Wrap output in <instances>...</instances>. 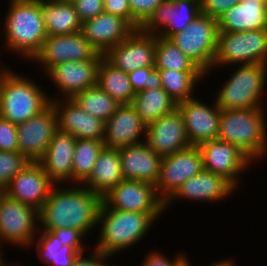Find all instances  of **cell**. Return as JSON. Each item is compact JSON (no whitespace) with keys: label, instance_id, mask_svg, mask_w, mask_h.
Listing matches in <instances>:
<instances>
[{"label":"cell","instance_id":"6da1fadb","mask_svg":"<svg viewBox=\"0 0 267 266\" xmlns=\"http://www.w3.org/2000/svg\"><path fill=\"white\" fill-rule=\"evenodd\" d=\"M65 186L56 184L39 210V230L76 228L88 235L98 225L102 197L82 184Z\"/></svg>","mask_w":267,"mask_h":266},{"label":"cell","instance_id":"7a4b0ae2","mask_svg":"<svg viewBox=\"0 0 267 266\" xmlns=\"http://www.w3.org/2000/svg\"><path fill=\"white\" fill-rule=\"evenodd\" d=\"M4 17L5 47L32 61L47 38L43 24L42 0H10Z\"/></svg>","mask_w":267,"mask_h":266},{"label":"cell","instance_id":"3957f363","mask_svg":"<svg viewBox=\"0 0 267 266\" xmlns=\"http://www.w3.org/2000/svg\"><path fill=\"white\" fill-rule=\"evenodd\" d=\"M162 214L122 211L108 208L103 202L98 214L99 240L95 249L111 257L141 242L152 223ZM157 219V220H156Z\"/></svg>","mask_w":267,"mask_h":266},{"label":"cell","instance_id":"277c9868","mask_svg":"<svg viewBox=\"0 0 267 266\" xmlns=\"http://www.w3.org/2000/svg\"><path fill=\"white\" fill-rule=\"evenodd\" d=\"M262 108L221 109L218 140L235 145L252 162L266 156L267 123Z\"/></svg>","mask_w":267,"mask_h":266},{"label":"cell","instance_id":"5b68a950","mask_svg":"<svg viewBox=\"0 0 267 266\" xmlns=\"http://www.w3.org/2000/svg\"><path fill=\"white\" fill-rule=\"evenodd\" d=\"M41 87L28 76L1 67L0 117L18 125L40 114L52 98Z\"/></svg>","mask_w":267,"mask_h":266},{"label":"cell","instance_id":"8992f818","mask_svg":"<svg viewBox=\"0 0 267 266\" xmlns=\"http://www.w3.org/2000/svg\"><path fill=\"white\" fill-rule=\"evenodd\" d=\"M215 98L221 109L262 108L263 92L267 83V64L236 65ZM262 96V97H261Z\"/></svg>","mask_w":267,"mask_h":266},{"label":"cell","instance_id":"52a82bcc","mask_svg":"<svg viewBox=\"0 0 267 266\" xmlns=\"http://www.w3.org/2000/svg\"><path fill=\"white\" fill-rule=\"evenodd\" d=\"M218 32V19L200 12L186 28L174 33L168 39L192 59L207 76L213 69Z\"/></svg>","mask_w":267,"mask_h":266},{"label":"cell","instance_id":"ba28073f","mask_svg":"<svg viewBox=\"0 0 267 266\" xmlns=\"http://www.w3.org/2000/svg\"><path fill=\"white\" fill-rule=\"evenodd\" d=\"M267 64V28L242 32H218L215 67L238 64Z\"/></svg>","mask_w":267,"mask_h":266},{"label":"cell","instance_id":"9c48e42d","mask_svg":"<svg viewBox=\"0 0 267 266\" xmlns=\"http://www.w3.org/2000/svg\"><path fill=\"white\" fill-rule=\"evenodd\" d=\"M37 221L39 211L36 208L10 198L0 190V244L8 242L21 248H30L39 234Z\"/></svg>","mask_w":267,"mask_h":266},{"label":"cell","instance_id":"30bf717a","mask_svg":"<svg viewBox=\"0 0 267 266\" xmlns=\"http://www.w3.org/2000/svg\"><path fill=\"white\" fill-rule=\"evenodd\" d=\"M108 207L122 211L162 214L165 202L158 196L156 186L136 180H122L102 197Z\"/></svg>","mask_w":267,"mask_h":266},{"label":"cell","instance_id":"8fae6325","mask_svg":"<svg viewBox=\"0 0 267 266\" xmlns=\"http://www.w3.org/2000/svg\"><path fill=\"white\" fill-rule=\"evenodd\" d=\"M203 169L202 153L198 146H190L162 157L156 183L158 196L166 202L186 180Z\"/></svg>","mask_w":267,"mask_h":266},{"label":"cell","instance_id":"7c38bea8","mask_svg":"<svg viewBox=\"0 0 267 266\" xmlns=\"http://www.w3.org/2000/svg\"><path fill=\"white\" fill-rule=\"evenodd\" d=\"M57 131V113L50 104L40 114L17 125L18 151L29 161L39 162Z\"/></svg>","mask_w":267,"mask_h":266},{"label":"cell","instance_id":"4fadbf2b","mask_svg":"<svg viewBox=\"0 0 267 266\" xmlns=\"http://www.w3.org/2000/svg\"><path fill=\"white\" fill-rule=\"evenodd\" d=\"M200 12L199 0H164L139 29L144 33L169 38L186 28Z\"/></svg>","mask_w":267,"mask_h":266},{"label":"cell","instance_id":"5bb4252c","mask_svg":"<svg viewBox=\"0 0 267 266\" xmlns=\"http://www.w3.org/2000/svg\"><path fill=\"white\" fill-rule=\"evenodd\" d=\"M99 52L83 36L82 32L47 36L42 49L32 61L42 65L43 72L53 66L68 62L93 59Z\"/></svg>","mask_w":267,"mask_h":266},{"label":"cell","instance_id":"9a60e30c","mask_svg":"<svg viewBox=\"0 0 267 266\" xmlns=\"http://www.w3.org/2000/svg\"><path fill=\"white\" fill-rule=\"evenodd\" d=\"M103 54L93 59L59 63L46 72L59 89L62 99H72L76 94L97 85L98 68Z\"/></svg>","mask_w":267,"mask_h":266},{"label":"cell","instance_id":"2e32d148","mask_svg":"<svg viewBox=\"0 0 267 266\" xmlns=\"http://www.w3.org/2000/svg\"><path fill=\"white\" fill-rule=\"evenodd\" d=\"M155 53L156 35L135 29L104 57L116 68L129 73L138 68L155 66Z\"/></svg>","mask_w":267,"mask_h":266},{"label":"cell","instance_id":"e0dca14e","mask_svg":"<svg viewBox=\"0 0 267 266\" xmlns=\"http://www.w3.org/2000/svg\"><path fill=\"white\" fill-rule=\"evenodd\" d=\"M204 170L224 176L236 188L238 176L245 172L252 161L235 145L218 139L200 144Z\"/></svg>","mask_w":267,"mask_h":266},{"label":"cell","instance_id":"ac0fdd59","mask_svg":"<svg viewBox=\"0 0 267 266\" xmlns=\"http://www.w3.org/2000/svg\"><path fill=\"white\" fill-rule=\"evenodd\" d=\"M212 104L209 107L196 97L177 104L191 146H199L218 138L221 108L216 102Z\"/></svg>","mask_w":267,"mask_h":266},{"label":"cell","instance_id":"d6986e66","mask_svg":"<svg viewBox=\"0 0 267 266\" xmlns=\"http://www.w3.org/2000/svg\"><path fill=\"white\" fill-rule=\"evenodd\" d=\"M55 185L39 162H31L10 181L3 192L39 211Z\"/></svg>","mask_w":267,"mask_h":266},{"label":"cell","instance_id":"ffe728a7","mask_svg":"<svg viewBox=\"0 0 267 266\" xmlns=\"http://www.w3.org/2000/svg\"><path fill=\"white\" fill-rule=\"evenodd\" d=\"M57 113L58 130L76 139L104 140L105 122L82 109L73 99L52 98Z\"/></svg>","mask_w":267,"mask_h":266},{"label":"cell","instance_id":"44dd1931","mask_svg":"<svg viewBox=\"0 0 267 266\" xmlns=\"http://www.w3.org/2000/svg\"><path fill=\"white\" fill-rule=\"evenodd\" d=\"M145 142L161 157L191 146L178 108L146 126Z\"/></svg>","mask_w":267,"mask_h":266},{"label":"cell","instance_id":"7402d4cb","mask_svg":"<svg viewBox=\"0 0 267 266\" xmlns=\"http://www.w3.org/2000/svg\"><path fill=\"white\" fill-rule=\"evenodd\" d=\"M236 190V187L224 176L202 170L186 180L177 191L165 202V210L177 200L222 201Z\"/></svg>","mask_w":267,"mask_h":266},{"label":"cell","instance_id":"603a6c76","mask_svg":"<svg viewBox=\"0 0 267 266\" xmlns=\"http://www.w3.org/2000/svg\"><path fill=\"white\" fill-rule=\"evenodd\" d=\"M135 28L124 18L102 12L81 25L83 36L101 54L122 42Z\"/></svg>","mask_w":267,"mask_h":266},{"label":"cell","instance_id":"cb8c5ba5","mask_svg":"<svg viewBox=\"0 0 267 266\" xmlns=\"http://www.w3.org/2000/svg\"><path fill=\"white\" fill-rule=\"evenodd\" d=\"M143 137L144 140H142ZM145 140L146 125L131 104L120 105L105 122L103 140L105 147L120 149L145 142Z\"/></svg>","mask_w":267,"mask_h":266},{"label":"cell","instance_id":"d4e9b609","mask_svg":"<svg viewBox=\"0 0 267 266\" xmlns=\"http://www.w3.org/2000/svg\"><path fill=\"white\" fill-rule=\"evenodd\" d=\"M124 180H136L156 186L162 157L142 142L119 149Z\"/></svg>","mask_w":267,"mask_h":266},{"label":"cell","instance_id":"484cf974","mask_svg":"<svg viewBox=\"0 0 267 266\" xmlns=\"http://www.w3.org/2000/svg\"><path fill=\"white\" fill-rule=\"evenodd\" d=\"M76 138L57 131L48 145V149L39 161L44 172L55 184L72 182L73 155Z\"/></svg>","mask_w":267,"mask_h":266},{"label":"cell","instance_id":"4316f807","mask_svg":"<svg viewBox=\"0 0 267 266\" xmlns=\"http://www.w3.org/2000/svg\"><path fill=\"white\" fill-rule=\"evenodd\" d=\"M218 27L224 32L267 28V0H240L221 15Z\"/></svg>","mask_w":267,"mask_h":266},{"label":"cell","instance_id":"83f0119b","mask_svg":"<svg viewBox=\"0 0 267 266\" xmlns=\"http://www.w3.org/2000/svg\"><path fill=\"white\" fill-rule=\"evenodd\" d=\"M122 180L119 149L104 147L82 185L103 197Z\"/></svg>","mask_w":267,"mask_h":266},{"label":"cell","instance_id":"f1b7e54d","mask_svg":"<svg viewBox=\"0 0 267 266\" xmlns=\"http://www.w3.org/2000/svg\"><path fill=\"white\" fill-rule=\"evenodd\" d=\"M42 17L47 36L81 31L82 22L72 3L42 0Z\"/></svg>","mask_w":267,"mask_h":266},{"label":"cell","instance_id":"f546056e","mask_svg":"<svg viewBox=\"0 0 267 266\" xmlns=\"http://www.w3.org/2000/svg\"><path fill=\"white\" fill-rule=\"evenodd\" d=\"M131 105L146 126L177 108V103L162 87L136 93Z\"/></svg>","mask_w":267,"mask_h":266},{"label":"cell","instance_id":"4dcf8cb0","mask_svg":"<svg viewBox=\"0 0 267 266\" xmlns=\"http://www.w3.org/2000/svg\"><path fill=\"white\" fill-rule=\"evenodd\" d=\"M97 85L121 105L131 104L135 97L128 73L116 68L105 57L98 68Z\"/></svg>","mask_w":267,"mask_h":266},{"label":"cell","instance_id":"1f68e13d","mask_svg":"<svg viewBox=\"0 0 267 266\" xmlns=\"http://www.w3.org/2000/svg\"><path fill=\"white\" fill-rule=\"evenodd\" d=\"M161 78V87L178 104L194 97L195 85L206 76L204 71H178L156 69ZM202 78V79H201Z\"/></svg>","mask_w":267,"mask_h":266},{"label":"cell","instance_id":"d6a6232c","mask_svg":"<svg viewBox=\"0 0 267 266\" xmlns=\"http://www.w3.org/2000/svg\"><path fill=\"white\" fill-rule=\"evenodd\" d=\"M39 238L34 239L32 246H36L39 259L49 266H71L76 258L85 252H77L62 245L60 239L51 231H38Z\"/></svg>","mask_w":267,"mask_h":266},{"label":"cell","instance_id":"836d02e7","mask_svg":"<svg viewBox=\"0 0 267 266\" xmlns=\"http://www.w3.org/2000/svg\"><path fill=\"white\" fill-rule=\"evenodd\" d=\"M104 147L103 140H76L72 166V182L74 184H82L90 176L93 166Z\"/></svg>","mask_w":267,"mask_h":266},{"label":"cell","instance_id":"e575fe53","mask_svg":"<svg viewBox=\"0 0 267 266\" xmlns=\"http://www.w3.org/2000/svg\"><path fill=\"white\" fill-rule=\"evenodd\" d=\"M155 69L203 71L170 39L156 35Z\"/></svg>","mask_w":267,"mask_h":266},{"label":"cell","instance_id":"d590c367","mask_svg":"<svg viewBox=\"0 0 267 266\" xmlns=\"http://www.w3.org/2000/svg\"><path fill=\"white\" fill-rule=\"evenodd\" d=\"M82 109L106 122L121 105L98 85L88 88L72 98Z\"/></svg>","mask_w":267,"mask_h":266},{"label":"cell","instance_id":"8d00e7d4","mask_svg":"<svg viewBox=\"0 0 267 266\" xmlns=\"http://www.w3.org/2000/svg\"><path fill=\"white\" fill-rule=\"evenodd\" d=\"M30 163L31 161L19 151H0V190L3 191L10 181Z\"/></svg>","mask_w":267,"mask_h":266},{"label":"cell","instance_id":"74e56055","mask_svg":"<svg viewBox=\"0 0 267 266\" xmlns=\"http://www.w3.org/2000/svg\"><path fill=\"white\" fill-rule=\"evenodd\" d=\"M128 76L135 94L145 89L161 87L160 74L159 71L155 69V66L138 68L129 72Z\"/></svg>","mask_w":267,"mask_h":266},{"label":"cell","instance_id":"f35d334b","mask_svg":"<svg viewBox=\"0 0 267 266\" xmlns=\"http://www.w3.org/2000/svg\"><path fill=\"white\" fill-rule=\"evenodd\" d=\"M162 1L164 0H129L133 27L139 29Z\"/></svg>","mask_w":267,"mask_h":266},{"label":"cell","instance_id":"ab89813d","mask_svg":"<svg viewBox=\"0 0 267 266\" xmlns=\"http://www.w3.org/2000/svg\"><path fill=\"white\" fill-rule=\"evenodd\" d=\"M51 232L60 239L62 245L70 247L77 252H84L86 248L83 242L86 236L82 231L76 228H59Z\"/></svg>","mask_w":267,"mask_h":266},{"label":"cell","instance_id":"60d3db41","mask_svg":"<svg viewBox=\"0 0 267 266\" xmlns=\"http://www.w3.org/2000/svg\"><path fill=\"white\" fill-rule=\"evenodd\" d=\"M0 151H18L17 125L0 117Z\"/></svg>","mask_w":267,"mask_h":266},{"label":"cell","instance_id":"b9f144b4","mask_svg":"<svg viewBox=\"0 0 267 266\" xmlns=\"http://www.w3.org/2000/svg\"><path fill=\"white\" fill-rule=\"evenodd\" d=\"M72 4L81 22L104 12V0H74Z\"/></svg>","mask_w":267,"mask_h":266},{"label":"cell","instance_id":"7bdbcfd3","mask_svg":"<svg viewBox=\"0 0 267 266\" xmlns=\"http://www.w3.org/2000/svg\"><path fill=\"white\" fill-rule=\"evenodd\" d=\"M239 2L240 0H201V12L219 19L224 12Z\"/></svg>","mask_w":267,"mask_h":266},{"label":"cell","instance_id":"ee69618b","mask_svg":"<svg viewBox=\"0 0 267 266\" xmlns=\"http://www.w3.org/2000/svg\"><path fill=\"white\" fill-rule=\"evenodd\" d=\"M167 255L159 251L149 252L143 260L141 266H178L187 256L180 253L179 256L171 260Z\"/></svg>","mask_w":267,"mask_h":266},{"label":"cell","instance_id":"f6af8a7d","mask_svg":"<svg viewBox=\"0 0 267 266\" xmlns=\"http://www.w3.org/2000/svg\"><path fill=\"white\" fill-rule=\"evenodd\" d=\"M104 12L120 16L133 26L129 0H104Z\"/></svg>","mask_w":267,"mask_h":266},{"label":"cell","instance_id":"bcb514c9","mask_svg":"<svg viewBox=\"0 0 267 266\" xmlns=\"http://www.w3.org/2000/svg\"><path fill=\"white\" fill-rule=\"evenodd\" d=\"M84 256V253L80 254L71 266H111L106 262L110 260V255L94 250L90 257Z\"/></svg>","mask_w":267,"mask_h":266},{"label":"cell","instance_id":"7dc6e473","mask_svg":"<svg viewBox=\"0 0 267 266\" xmlns=\"http://www.w3.org/2000/svg\"><path fill=\"white\" fill-rule=\"evenodd\" d=\"M210 266H235V263L231 259H223L219 261H215V263H212Z\"/></svg>","mask_w":267,"mask_h":266},{"label":"cell","instance_id":"c3c4849f","mask_svg":"<svg viewBox=\"0 0 267 266\" xmlns=\"http://www.w3.org/2000/svg\"><path fill=\"white\" fill-rule=\"evenodd\" d=\"M178 266H192V264L188 260V257H186Z\"/></svg>","mask_w":267,"mask_h":266},{"label":"cell","instance_id":"681fc988","mask_svg":"<svg viewBox=\"0 0 267 266\" xmlns=\"http://www.w3.org/2000/svg\"><path fill=\"white\" fill-rule=\"evenodd\" d=\"M1 245L2 244H0V265L5 261L4 255H3L4 252H2L3 249H1V247H2Z\"/></svg>","mask_w":267,"mask_h":266},{"label":"cell","instance_id":"f907efd6","mask_svg":"<svg viewBox=\"0 0 267 266\" xmlns=\"http://www.w3.org/2000/svg\"><path fill=\"white\" fill-rule=\"evenodd\" d=\"M55 1L72 3L74 0H55Z\"/></svg>","mask_w":267,"mask_h":266},{"label":"cell","instance_id":"816d5d0a","mask_svg":"<svg viewBox=\"0 0 267 266\" xmlns=\"http://www.w3.org/2000/svg\"><path fill=\"white\" fill-rule=\"evenodd\" d=\"M0 266H16V265H13L12 263L9 265V264H6V262L4 261Z\"/></svg>","mask_w":267,"mask_h":266}]
</instances>
